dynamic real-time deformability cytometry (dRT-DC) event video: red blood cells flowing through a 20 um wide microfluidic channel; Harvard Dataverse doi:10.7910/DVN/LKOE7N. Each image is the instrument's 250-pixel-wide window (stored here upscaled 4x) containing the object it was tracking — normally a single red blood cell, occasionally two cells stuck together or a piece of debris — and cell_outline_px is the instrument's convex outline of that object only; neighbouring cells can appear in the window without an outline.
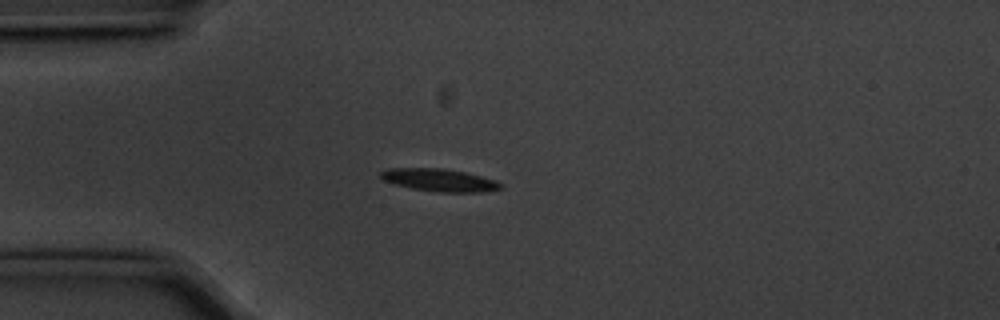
{"species": "common noctule bat (a hibernating species)", "species_latin": "Nyctalus noctula", "temperature_condition": "cold", "stored_images_in_passage": 42, "camera_frame_rate_fps": 3000, "um_per_image_px": 0.085, "animal": {"sex": "male", "body_mass_g": 20.1, "forearm_length_mm": 53.5}, "frame": {"image": 1, "passage_image": 1, "time_ms": 0.0, "image_size_px": [1000, 320], "cell_outline_px": [[504, 188], [484, 192], [440, 192], [412, 188], [396, 184], [384, 180], [380, 176], [380, 172], [388, 168], [440, 168], [464, 172], [480, 176], [492, 180], [500, 184]], "centroid_in_image_um": [37.33, 15.31], "position_along_channel_um": 47.7, "area_um2": 15.49}}
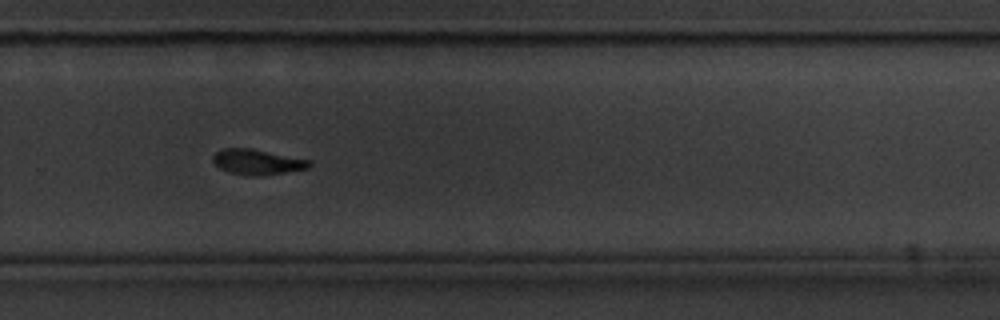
{"frame": {"image": 2, "passage_image": 24, "time_ms": 7.667, "image_size_px": [1000, 320], "cell_outline_px": [[312, 164], [308, 168], [264, 176], [248, 176], [228, 172], [220, 168], [212, 160], [212, 156], [216, 152], [224, 148], [248, 148], [312, 160]], "centroid_in_image_um": [21.87, 13.78], "position_along_channel_um": 307.9, "area_um2": 14.28}}
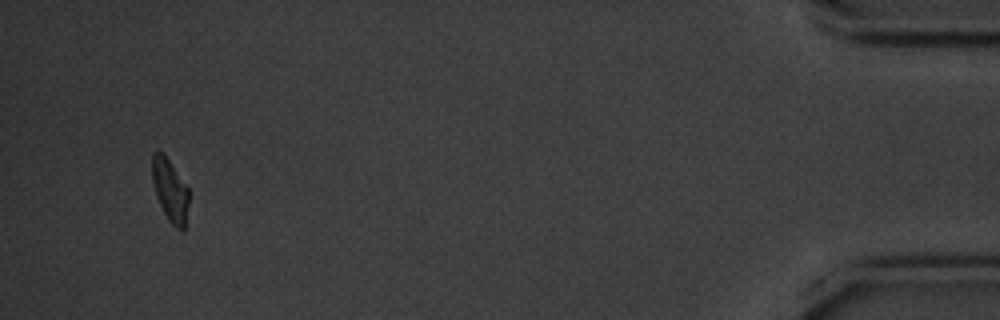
{"frame": {"image": 3, "passage_image": 40, "time_ms": 13.0, "image_size_px": [1000, 320], "cell_outline_px": [[188, 204], [184, 232], [176, 228], [168, 220], [156, 196], [152, 180], [152, 152], [156, 148], [164, 152], [188, 188]], "centroid_in_image_um": [14.43, 16.12], "position_along_channel_um": 420.8, "area_um2": 13.53}, "authors_computed_cell_mechanics": {"area_um2": 14.7679, "velocity_mm_per_s": 3.5649, "shape_relaxation_time_tau1_ms": 2.1167, "shape_relaxation_time_tau2_ms": 8.2784, "deformation_change_tau1": 0.1296, "deformation_change_tau2": 0.1048}}